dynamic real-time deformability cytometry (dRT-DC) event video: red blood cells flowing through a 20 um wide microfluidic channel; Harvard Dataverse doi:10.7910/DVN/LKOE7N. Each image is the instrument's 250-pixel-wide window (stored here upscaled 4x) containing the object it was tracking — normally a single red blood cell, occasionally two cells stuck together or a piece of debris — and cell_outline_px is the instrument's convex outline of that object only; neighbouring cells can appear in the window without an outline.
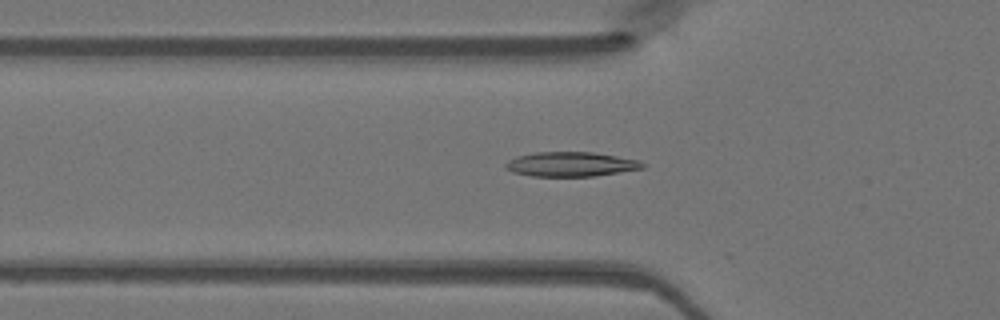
{"species": "Egyptian fruit bat (a non-hibernating species)", "species_latin": "Rousettus aegyptiacus", "temperature_condition": "warm", "stored_images_in_passage": 29, "camera_frame_rate_fps": 3000, "um_per_image_px": 0.085, "animal": {"sex": "female"}, "frame": {"image": 1, "passage_image": 8, "time_ms": 2.333, "image_size_px": [1000, 320], "cell_outline_px": [[644, 168], [596, 176], [532, 176], [512, 172], [504, 168], [504, 164], [508, 160], [516, 156], [536, 152], [592, 152], [640, 160], [644, 164]], "centroid_in_image_um": [48.49, 13.96], "position_along_channel_um": 77.3, "area_um2": 19.65}}
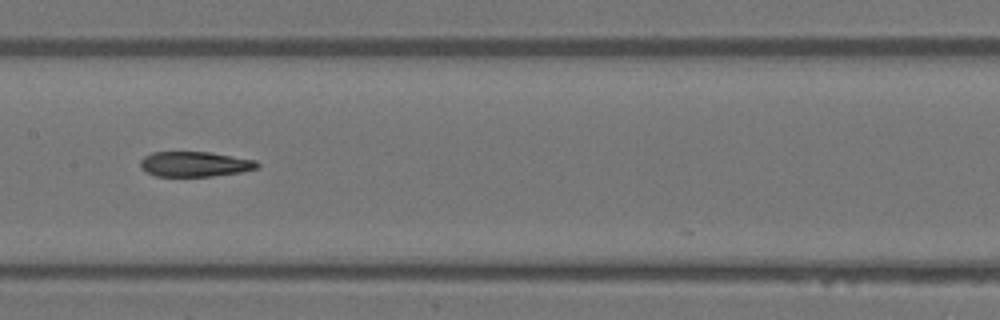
{"frame": {"image": 2, "passage_image": 16, "time_ms": 5.0, "image_size_px": [1000, 320], "cell_outline_px": [[260, 168], [240, 172], [212, 176], [156, 176], [140, 168], [140, 160], [144, 156], [152, 152], [212, 152], [256, 160], [260, 164]], "centroid_in_image_um": [16.58, 13.94], "position_along_channel_um": 190.8, "area_um2": 17.22}}
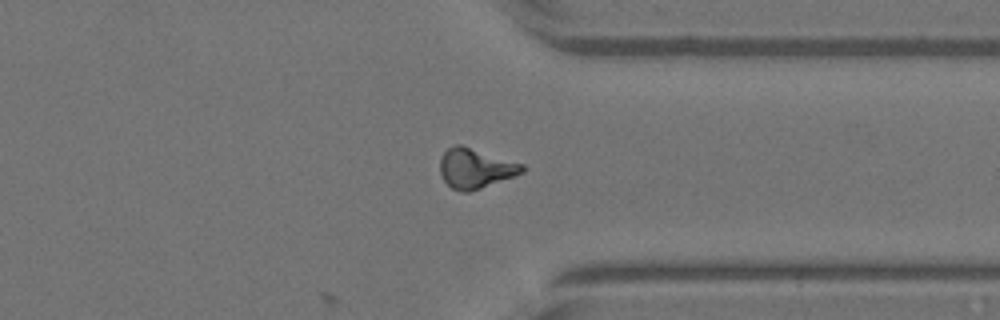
{"frame": {"image": 3, "passage_image": 29, "time_ms": 9.333, "image_size_px": [1000, 320], "cell_outline_px": [[524, 172], [480, 188], [468, 192], [464, 192], [452, 188], [444, 180], [440, 172], [440, 160], [444, 152], [448, 148], [456, 144], [460, 144], [524, 164]], "centroid_in_image_um": [40.4, 14.29], "position_along_channel_um": 371.0, "area_um2": 18.79}}